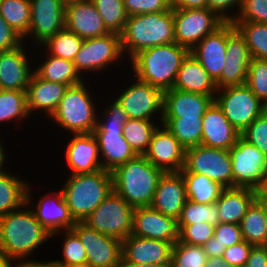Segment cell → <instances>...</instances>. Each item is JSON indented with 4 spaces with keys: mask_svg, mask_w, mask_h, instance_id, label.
Listing matches in <instances>:
<instances>
[{
    "mask_svg": "<svg viewBox=\"0 0 267 267\" xmlns=\"http://www.w3.org/2000/svg\"><path fill=\"white\" fill-rule=\"evenodd\" d=\"M30 192L28 185L26 204L0 217V253L19 263L28 261L26 258L36 251L34 249L52 238V234L36 219L32 209L28 208L33 205Z\"/></svg>",
    "mask_w": 267,
    "mask_h": 267,
    "instance_id": "6da1fadb",
    "label": "cell"
},
{
    "mask_svg": "<svg viewBox=\"0 0 267 267\" xmlns=\"http://www.w3.org/2000/svg\"><path fill=\"white\" fill-rule=\"evenodd\" d=\"M190 50L176 42L138 52L132 59V69L139 80L167 91L173 89L177 73Z\"/></svg>",
    "mask_w": 267,
    "mask_h": 267,
    "instance_id": "7a4b0ae2",
    "label": "cell"
},
{
    "mask_svg": "<svg viewBox=\"0 0 267 267\" xmlns=\"http://www.w3.org/2000/svg\"><path fill=\"white\" fill-rule=\"evenodd\" d=\"M113 191L133 208L150 206L164 171L143 155L127 161L112 172Z\"/></svg>",
    "mask_w": 267,
    "mask_h": 267,
    "instance_id": "3957f363",
    "label": "cell"
},
{
    "mask_svg": "<svg viewBox=\"0 0 267 267\" xmlns=\"http://www.w3.org/2000/svg\"><path fill=\"white\" fill-rule=\"evenodd\" d=\"M124 55L175 42L173 10L128 16L120 34Z\"/></svg>",
    "mask_w": 267,
    "mask_h": 267,
    "instance_id": "277c9868",
    "label": "cell"
},
{
    "mask_svg": "<svg viewBox=\"0 0 267 267\" xmlns=\"http://www.w3.org/2000/svg\"><path fill=\"white\" fill-rule=\"evenodd\" d=\"M61 191L75 222H83L113 191L112 173L70 174Z\"/></svg>",
    "mask_w": 267,
    "mask_h": 267,
    "instance_id": "5b68a950",
    "label": "cell"
},
{
    "mask_svg": "<svg viewBox=\"0 0 267 267\" xmlns=\"http://www.w3.org/2000/svg\"><path fill=\"white\" fill-rule=\"evenodd\" d=\"M103 113L102 120L101 118L97 120L93 134L98 141L100 156L103 158L100 160L101 165L104 170L112 172L118 166L135 158L137 154L123 136V126L129 118L117 100H113Z\"/></svg>",
    "mask_w": 267,
    "mask_h": 267,
    "instance_id": "8992f818",
    "label": "cell"
},
{
    "mask_svg": "<svg viewBox=\"0 0 267 267\" xmlns=\"http://www.w3.org/2000/svg\"><path fill=\"white\" fill-rule=\"evenodd\" d=\"M83 81L77 85L69 86L61 99L57 109L51 115L60 127L73 134L93 133L100 115L92 101L90 90ZM96 112V113H95Z\"/></svg>",
    "mask_w": 267,
    "mask_h": 267,
    "instance_id": "52a82bcc",
    "label": "cell"
},
{
    "mask_svg": "<svg viewBox=\"0 0 267 267\" xmlns=\"http://www.w3.org/2000/svg\"><path fill=\"white\" fill-rule=\"evenodd\" d=\"M214 102L240 134L267 110L246 84L218 89Z\"/></svg>",
    "mask_w": 267,
    "mask_h": 267,
    "instance_id": "ba28073f",
    "label": "cell"
},
{
    "mask_svg": "<svg viewBox=\"0 0 267 267\" xmlns=\"http://www.w3.org/2000/svg\"><path fill=\"white\" fill-rule=\"evenodd\" d=\"M134 208L112 191L83 221L101 234L123 241L132 233Z\"/></svg>",
    "mask_w": 267,
    "mask_h": 267,
    "instance_id": "9c48e42d",
    "label": "cell"
},
{
    "mask_svg": "<svg viewBox=\"0 0 267 267\" xmlns=\"http://www.w3.org/2000/svg\"><path fill=\"white\" fill-rule=\"evenodd\" d=\"M233 187H248L260 191L267 179V155L241 136L229 149Z\"/></svg>",
    "mask_w": 267,
    "mask_h": 267,
    "instance_id": "30bf717a",
    "label": "cell"
},
{
    "mask_svg": "<svg viewBox=\"0 0 267 267\" xmlns=\"http://www.w3.org/2000/svg\"><path fill=\"white\" fill-rule=\"evenodd\" d=\"M181 171L205 175L224 188H233V174L229 150L203 145L185 149Z\"/></svg>",
    "mask_w": 267,
    "mask_h": 267,
    "instance_id": "8fae6325",
    "label": "cell"
},
{
    "mask_svg": "<svg viewBox=\"0 0 267 267\" xmlns=\"http://www.w3.org/2000/svg\"><path fill=\"white\" fill-rule=\"evenodd\" d=\"M175 42L189 50L225 21L209 8L173 10Z\"/></svg>",
    "mask_w": 267,
    "mask_h": 267,
    "instance_id": "7c38bea8",
    "label": "cell"
},
{
    "mask_svg": "<svg viewBox=\"0 0 267 267\" xmlns=\"http://www.w3.org/2000/svg\"><path fill=\"white\" fill-rule=\"evenodd\" d=\"M123 56L120 35L110 32L103 36L85 39L73 63L79 74L81 72L86 74L88 71L97 73L120 58L123 59Z\"/></svg>",
    "mask_w": 267,
    "mask_h": 267,
    "instance_id": "4fadbf2b",
    "label": "cell"
},
{
    "mask_svg": "<svg viewBox=\"0 0 267 267\" xmlns=\"http://www.w3.org/2000/svg\"><path fill=\"white\" fill-rule=\"evenodd\" d=\"M136 80L128 88L117 96V102L127 113L129 119H141L153 121L156 112L163 119L164 92L157 87Z\"/></svg>",
    "mask_w": 267,
    "mask_h": 267,
    "instance_id": "5bb4252c",
    "label": "cell"
},
{
    "mask_svg": "<svg viewBox=\"0 0 267 267\" xmlns=\"http://www.w3.org/2000/svg\"><path fill=\"white\" fill-rule=\"evenodd\" d=\"M80 239L91 267H118L122 259V241L101 234L83 222H76L71 229Z\"/></svg>",
    "mask_w": 267,
    "mask_h": 267,
    "instance_id": "9a60e30c",
    "label": "cell"
},
{
    "mask_svg": "<svg viewBox=\"0 0 267 267\" xmlns=\"http://www.w3.org/2000/svg\"><path fill=\"white\" fill-rule=\"evenodd\" d=\"M226 50V65L216 81L218 89L245 85L252 57L245 39L232 22H228Z\"/></svg>",
    "mask_w": 267,
    "mask_h": 267,
    "instance_id": "2e32d148",
    "label": "cell"
},
{
    "mask_svg": "<svg viewBox=\"0 0 267 267\" xmlns=\"http://www.w3.org/2000/svg\"><path fill=\"white\" fill-rule=\"evenodd\" d=\"M30 6L31 23L26 36L42 46L65 27V3L62 0H30Z\"/></svg>",
    "mask_w": 267,
    "mask_h": 267,
    "instance_id": "e0dca14e",
    "label": "cell"
},
{
    "mask_svg": "<svg viewBox=\"0 0 267 267\" xmlns=\"http://www.w3.org/2000/svg\"><path fill=\"white\" fill-rule=\"evenodd\" d=\"M161 127L154 131L143 156L164 172H180L184 166L185 148L168 129Z\"/></svg>",
    "mask_w": 267,
    "mask_h": 267,
    "instance_id": "ac0fdd59",
    "label": "cell"
},
{
    "mask_svg": "<svg viewBox=\"0 0 267 267\" xmlns=\"http://www.w3.org/2000/svg\"><path fill=\"white\" fill-rule=\"evenodd\" d=\"M132 235L164 240L174 245L179 239L177 220L151 206L134 208Z\"/></svg>",
    "mask_w": 267,
    "mask_h": 267,
    "instance_id": "d6986e66",
    "label": "cell"
},
{
    "mask_svg": "<svg viewBox=\"0 0 267 267\" xmlns=\"http://www.w3.org/2000/svg\"><path fill=\"white\" fill-rule=\"evenodd\" d=\"M65 28L83 40L110 33L91 0H74L65 4Z\"/></svg>",
    "mask_w": 267,
    "mask_h": 267,
    "instance_id": "ffe728a7",
    "label": "cell"
},
{
    "mask_svg": "<svg viewBox=\"0 0 267 267\" xmlns=\"http://www.w3.org/2000/svg\"><path fill=\"white\" fill-rule=\"evenodd\" d=\"M172 248L170 242L130 234L122 241V257L132 263L170 267Z\"/></svg>",
    "mask_w": 267,
    "mask_h": 267,
    "instance_id": "44dd1931",
    "label": "cell"
},
{
    "mask_svg": "<svg viewBox=\"0 0 267 267\" xmlns=\"http://www.w3.org/2000/svg\"><path fill=\"white\" fill-rule=\"evenodd\" d=\"M227 38L228 22H225L190 50V54L201 63L215 82L221 77L222 70L226 65Z\"/></svg>",
    "mask_w": 267,
    "mask_h": 267,
    "instance_id": "7402d4cb",
    "label": "cell"
},
{
    "mask_svg": "<svg viewBox=\"0 0 267 267\" xmlns=\"http://www.w3.org/2000/svg\"><path fill=\"white\" fill-rule=\"evenodd\" d=\"M25 49L22 43L14 49L0 52V90L27 91L34 70L28 63Z\"/></svg>",
    "mask_w": 267,
    "mask_h": 267,
    "instance_id": "603a6c76",
    "label": "cell"
},
{
    "mask_svg": "<svg viewBox=\"0 0 267 267\" xmlns=\"http://www.w3.org/2000/svg\"><path fill=\"white\" fill-rule=\"evenodd\" d=\"M186 201V186L182 173L164 172L158 181L150 206L177 220Z\"/></svg>",
    "mask_w": 267,
    "mask_h": 267,
    "instance_id": "cb8c5ba5",
    "label": "cell"
},
{
    "mask_svg": "<svg viewBox=\"0 0 267 267\" xmlns=\"http://www.w3.org/2000/svg\"><path fill=\"white\" fill-rule=\"evenodd\" d=\"M66 146L65 157L71 169L69 174L94 173L103 169L98 141L93 133L73 134Z\"/></svg>",
    "mask_w": 267,
    "mask_h": 267,
    "instance_id": "d4e9b609",
    "label": "cell"
},
{
    "mask_svg": "<svg viewBox=\"0 0 267 267\" xmlns=\"http://www.w3.org/2000/svg\"><path fill=\"white\" fill-rule=\"evenodd\" d=\"M202 121L201 145L203 146L229 150L240 137V133L215 102L205 111Z\"/></svg>",
    "mask_w": 267,
    "mask_h": 267,
    "instance_id": "484cf974",
    "label": "cell"
},
{
    "mask_svg": "<svg viewBox=\"0 0 267 267\" xmlns=\"http://www.w3.org/2000/svg\"><path fill=\"white\" fill-rule=\"evenodd\" d=\"M214 97L178 89L164 91L163 118H202Z\"/></svg>",
    "mask_w": 267,
    "mask_h": 267,
    "instance_id": "4316f807",
    "label": "cell"
},
{
    "mask_svg": "<svg viewBox=\"0 0 267 267\" xmlns=\"http://www.w3.org/2000/svg\"><path fill=\"white\" fill-rule=\"evenodd\" d=\"M49 194L43 195L32 211L42 226L55 237L61 231L71 230L76 222L70 214L63 192L58 190L55 195Z\"/></svg>",
    "mask_w": 267,
    "mask_h": 267,
    "instance_id": "83f0119b",
    "label": "cell"
},
{
    "mask_svg": "<svg viewBox=\"0 0 267 267\" xmlns=\"http://www.w3.org/2000/svg\"><path fill=\"white\" fill-rule=\"evenodd\" d=\"M68 87V85L62 83L43 80L33 73L26 91L29 114L32 111L44 110L43 112L50 118Z\"/></svg>",
    "mask_w": 267,
    "mask_h": 267,
    "instance_id": "f1b7e54d",
    "label": "cell"
},
{
    "mask_svg": "<svg viewBox=\"0 0 267 267\" xmlns=\"http://www.w3.org/2000/svg\"><path fill=\"white\" fill-rule=\"evenodd\" d=\"M258 197L259 191L253 188H224L216 201L220 223L240 225L248 208Z\"/></svg>",
    "mask_w": 267,
    "mask_h": 267,
    "instance_id": "f546056e",
    "label": "cell"
},
{
    "mask_svg": "<svg viewBox=\"0 0 267 267\" xmlns=\"http://www.w3.org/2000/svg\"><path fill=\"white\" fill-rule=\"evenodd\" d=\"M173 89L208 96H215L218 91L216 82L191 54L183 61Z\"/></svg>",
    "mask_w": 267,
    "mask_h": 267,
    "instance_id": "4dcf8cb0",
    "label": "cell"
},
{
    "mask_svg": "<svg viewBox=\"0 0 267 267\" xmlns=\"http://www.w3.org/2000/svg\"><path fill=\"white\" fill-rule=\"evenodd\" d=\"M34 73L43 80L68 86L77 85L83 81L72 61L50 54H47L45 61L34 70Z\"/></svg>",
    "mask_w": 267,
    "mask_h": 267,
    "instance_id": "1f68e13d",
    "label": "cell"
},
{
    "mask_svg": "<svg viewBox=\"0 0 267 267\" xmlns=\"http://www.w3.org/2000/svg\"><path fill=\"white\" fill-rule=\"evenodd\" d=\"M28 185L15 174L0 172V217L26 204Z\"/></svg>",
    "mask_w": 267,
    "mask_h": 267,
    "instance_id": "d6a6232c",
    "label": "cell"
},
{
    "mask_svg": "<svg viewBox=\"0 0 267 267\" xmlns=\"http://www.w3.org/2000/svg\"><path fill=\"white\" fill-rule=\"evenodd\" d=\"M183 175L187 199L202 204H214L224 189L205 175L180 171Z\"/></svg>",
    "mask_w": 267,
    "mask_h": 267,
    "instance_id": "836d02e7",
    "label": "cell"
},
{
    "mask_svg": "<svg viewBox=\"0 0 267 267\" xmlns=\"http://www.w3.org/2000/svg\"><path fill=\"white\" fill-rule=\"evenodd\" d=\"M244 241L253 246L266 245L265 201L259 196L240 223Z\"/></svg>",
    "mask_w": 267,
    "mask_h": 267,
    "instance_id": "e575fe53",
    "label": "cell"
},
{
    "mask_svg": "<svg viewBox=\"0 0 267 267\" xmlns=\"http://www.w3.org/2000/svg\"><path fill=\"white\" fill-rule=\"evenodd\" d=\"M202 122V118H163L161 124L187 149L201 145Z\"/></svg>",
    "mask_w": 267,
    "mask_h": 267,
    "instance_id": "d590c367",
    "label": "cell"
},
{
    "mask_svg": "<svg viewBox=\"0 0 267 267\" xmlns=\"http://www.w3.org/2000/svg\"><path fill=\"white\" fill-rule=\"evenodd\" d=\"M0 16L23 38V41L26 40L31 23L30 0H0Z\"/></svg>",
    "mask_w": 267,
    "mask_h": 267,
    "instance_id": "8d00e7d4",
    "label": "cell"
},
{
    "mask_svg": "<svg viewBox=\"0 0 267 267\" xmlns=\"http://www.w3.org/2000/svg\"><path fill=\"white\" fill-rule=\"evenodd\" d=\"M245 39L251 57L267 60V24L250 21H232Z\"/></svg>",
    "mask_w": 267,
    "mask_h": 267,
    "instance_id": "74e56055",
    "label": "cell"
},
{
    "mask_svg": "<svg viewBox=\"0 0 267 267\" xmlns=\"http://www.w3.org/2000/svg\"><path fill=\"white\" fill-rule=\"evenodd\" d=\"M153 121L128 119L123 126V136L137 155L147 151L154 131L158 128Z\"/></svg>",
    "mask_w": 267,
    "mask_h": 267,
    "instance_id": "f35d334b",
    "label": "cell"
},
{
    "mask_svg": "<svg viewBox=\"0 0 267 267\" xmlns=\"http://www.w3.org/2000/svg\"><path fill=\"white\" fill-rule=\"evenodd\" d=\"M83 41L77 34L64 27L42 45L48 49L46 51H49L50 55L73 62Z\"/></svg>",
    "mask_w": 267,
    "mask_h": 267,
    "instance_id": "ab89813d",
    "label": "cell"
},
{
    "mask_svg": "<svg viewBox=\"0 0 267 267\" xmlns=\"http://www.w3.org/2000/svg\"><path fill=\"white\" fill-rule=\"evenodd\" d=\"M28 116L30 114L27 107V92L0 90V123L23 120Z\"/></svg>",
    "mask_w": 267,
    "mask_h": 267,
    "instance_id": "60d3db41",
    "label": "cell"
},
{
    "mask_svg": "<svg viewBox=\"0 0 267 267\" xmlns=\"http://www.w3.org/2000/svg\"><path fill=\"white\" fill-rule=\"evenodd\" d=\"M202 222L212 226L220 223L217 204H202L187 199L177 219V225H193Z\"/></svg>",
    "mask_w": 267,
    "mask_h": 267,
    "instance_id": "b9f144b4",
    "label": "cell"
},
{
    "mask_svg": "<svg viewBox=\"0 0 267 267\" xmlns=\"http://www.w3.org/2000/svg\"><path fill=\"white\" fill-rule=\"evenodd\" d=\"M103 19L109 32L121 34L128 15L123 0H91Z\"/></svg>",
    "mask_w": 267,
    "mask_h": 267,
    "instance_id": "7bdbcfd3",
    "label": "cell"
},
{
    "mask_svg": "<svg viewBox=\"0 0 267 267\" xmlns=\"http://www.w3.org/2000/svg\"><path fill=\"white\" fill-rule=\"evenodd\" d=\"M206 260L203 246L190 245L178 240L172 248L170 267H205Z\"/></svg>",
    "mask_w": 267,
    "mask_h": 267,
    "instance_id": "ee69618b",
    "label": "cell"
},
{
    "mask_svg": "<svg viewBox=\"0 0 267 267\" xmlns=\"http://www.w3.org/2000/svg\"><path fill=\"white\" fill-rule=\"evenodd\" d=\"M62 246L63 260H53L60 267H71L87 264V254L79 237L72 230H65Z\"/></svg>",
    "mask_w": 267,
    "mask_h": 267,
    "instance_id": "f6af8a7d",
    "label": "cell"
},
{
    "mask_svg": "<svg viewBox=\"0 0 267 267\" xmlns=\"http://www.w3.org/2000/svg\"><path fill=\"white\" fill-rule=\"evenodd\" d=\"M246 85L267 107V60L251 59Z\"/></svg>",
    "mask_w": 267,
    "mask_h": 267,
    "instance_id": "bcb514c9",
    "label": "cell"
},
{
    "mask_svg": "<svg viewBox=\"0 0 267 267\" xmlns=\"http://www.w3.org/2000/svg\"><path fill=\"white\" fill-rule=\"evenodd\" d=\"M179 241L190 245L203 246L214 236L215 226L207 222L193 225H178Z\"/></svg>",
    "mask_w": 267,
    "mask_h": 267,
    "instance_id": "7dc6e473",
    "label": "cell"
},
{
    "mask_svg": "<svg viewBox=\"0 0 267 267\" xmlns=\"http://www.w3.org/2000/svg\"><path fill=\"white\" fill-rule=\"evenodd\" d=\"M240 136L267 155V110L257 117Z\"/></svg>",
    "mask_w": 267,
    "mask_h": 267,
    "instance_id": "c3c4849f",
    "label": "cell"
},
{
    "mask_svg": "<svg viewBox=\"0 0 267 267\" xmlns=\"http://www.w3.org/2000/svg\"><path fill=\"white\" fill-rule=\"evenodd\" d=\"M232 21H250L267 24V0H242L240 11Z\"/></svg>",
    "mask_w": 267,
    "mask_h": 267,
    "instance_id": "681fc988",
    "label": "cell"
},
{
    "mask_svg": "<svg viewBox=\"0 0 267 267\" xmlns=\"http://www.w3.org/2000/svg\"><path fill=\"white\" fill-rule=\"evenodd\" d=\"M128 16L170 10L168 0H123Z\"/></svg>",
    "mask_w": 267,
    "mask_h": 267,
    "instance_id": "f907efd6",
    "label": "cell"
},
{
    "mask_svg": "<svg viewBox=\"0 0 267 267\" xmlns=\"http://www.w3.org/2000/svg\"><path fill=\"white\" fill-rule=\"evenodd\" d=\"M214 236L221 246L230 247L243 241L241 227L235 223H218Z\"/></svg>",
    "mask_w": 267,
    "mask_h": 267,
    "instance_id": "816d5d0a",
    "label": "cell"
},
{
    "mask_svg": "<svg viewBox=\"0 0 267 267\" xmlns=\"http://www.w3.org/2000/svg\"><path fill=\"white\" fill-rule=\"evenodd\" d=\"M252 247V244L243 240L236 245L227 247L223 253L222 259L232 266L244 267Z\"/></svg>",
    "mask_w": 267,
    "mask_h": 267,
    "instance_id": "f5cc1de1",
    "label": "cell"
},
{
    "mask_svg": "<svg viewBox=\"0 0 267 267\" xmlns=\"http://www.w3.org/2000/svg\"><path fill=\"white\" fill-rule=\"evenodd\" d=\"M23 38L0 16V52L21 45Z\"/></svg>",
    "mask_w": 267,
    "mask_h": 267,
    "instance_id": "db71d44e",
    "label": "cell"
},
{
    "mask_svg": "<svg viewBox=\"0 0 267 267\" xmlns=\"http://www.w3.org/2000/svg\"><path fill=\"white\" fill-rule=\"evenodd\" d=\"M207 4V8L215 12L222 20L225 22H232V16L230 13L233 12L234 8L239 9L237 11L239 13L242 0H207ZM226 11H230V13H227Z\"/></svg>",
    "mask_w": 267,
    "mask_h": 267,
    "instance_id": "11a10c76",
    "label": "cell"
},
{
    "mask_svg": "<svg viewBox=\"0 0 267 267\" xmlns=\"http://www.w3.org/2000/svg\"><path fill=\"white\" fill-rule=\"evenodd\" d=\"M244 267H267V246H253Z\"/></svg>",
    "mask_w": 267,
    "mask_h": 267,
    "instance_id": "9f6ffc18",
    "label": "cell"
},
{
    "mask_svg": "<svg viewBox=\"0 0 267 267\" xmlns=\"http://www.w3.org/2000/svg\"><path fill=\"white\" fill-rule=\"evenodd\" d=\"M170 9H195V8H207V0H168Z\"/></svg>",
    "mask_w": 267,
    "mask_h": 267,
    "instance_id": "6f0895ef",
    "label": "cell"
},
{
    "mask_svg": "<svg viewBox=\"0 0 267 267\" xmlns=\"http://www.w3.org/2000/svg\"><path fill=\"white\" fill-rule=\"evenodd\" d=\"M203 248H204L207 258L214 257V256L222 257L226 249L225 246L220 245V243L217 241V238L215 236L209 239L203 245Z\"/></svg>",
    "mask_w": 267,
    "mask_h": 267,
    "instance_id": "680465c9",
    "label": "cell"
},
{
    "mask_svg": "<svg viewBox=\"0 0 267 267\" xmlns=\"http://www.w3.org/2000/svg\"><path fill=\"white\" fill-rule=\"evenodd\" d=\"M20 267H60L58 264H56L54 261H49V262H39L37 260H29L24 261L21 263Z\"/></svg>",
    "mask_w": 267,
    "mask_h": 267,
    "instance_id": "91938a15",
    "label": "cell"
},
{
    "mask_svg": "<svg viewBox=\"0 0 267 267\" xmlns=\"http://www.w3.org/2000/svg\"><path fill=\"white\" fill-rule=\"evenodd\" d=\"M205 267H236L226 263L222 257L214 256L206 260Z\"/></svg>",
    "mask_w": 267,
    "mask_h": 267,
    "instance_id": "94428289",
    "label": "cell"
},
{
    "mask_svg": "<svg viewBox=\"0 0 267 267\" xmlns=\"http://www.w3.org/2000/svg\"><path fill=\"white\" fill-rule=\"evenodd\" d=\"M15 261L16 260L8 257L7 255L0 253V267H20L21 263H19L18 261L16 262Z\"/></svg>",
    "mask_w": 267,
    "mask_h": 267,
    "instance_id": "6125c7cd",
    "label": "cell"
},
{
    "mask_svg": "<svg viewBox=\"0 0 267 267\" xmlns=\"http://www.w3.org/2000/svg\"><path fill=\"white\" fill-rule=\"evenodd\" d=\"M118 267H163L161 265L156 264H138V263H132L129 261H126L123 257L121 259V262Z\"/></svg>",
    "mask_w": 267,
    "mask_h": 267,
    "instance_id": "be15d7a7",
    "label": "cell"
},
{
    "mask_svg": "<svg viewBox=\"0 0 267 267\" xmlns=\"http://www.w3.org/2000/svg\"><path fill=\"white\" fill-rule=\"evenodd\" d=\"M6 150L4 151V148H3V143L0 142V172L4 170L3 166L5 163V159L7 158L6 157Z\"/></svg>",
    "mask_w": 267,
    "mask_h": 267,
    "instance_id": "e7e4bbea",
    "label": "cell"
},
{
    "mask_svg": "<svg viewBox=\"0 0 267 267\" xmlns=\"http://www.w3.org/2000/svg\"><path fill=\"white\" fill-rule=\"evenodd\" d=\"M259 196H260L265 202H267V179H266V182H265L263 188L259 191Z\"/></svg>",
    "mask_w": 267,
    "mask_h": 267,
    "instance_id": "03108f58",
    "label": "cell"
},
{
    "mask_svg": "<svg viewBox=\"0 0 267 267\" xmlns=\"http://www.w3.org/2000/svg\"><path fill=\"white\" fill-rule=\"evenodd\" d=\"M265 226H266V246H267V202H265Z\"/></svg>",
    "mask_w": 267,
    "mask_h": 267,
    "instance_id": "003e7915",
    "label": "cell"
},
{
    "mask_svg": "<svg viewBox=\"0 0 267 267\" xmlns=\"http://www.w3.org/2000/svg\"><path fill=\"white\" fill-rule=\"evenodd\" d=\"M71 267H91L89 264L86 265H77V266H71Z\"/></svg>",
    "mask_w": 267,
    "mask_h": 267,
    "instance_id": "a7ac6f4b",
    "label": "cell"
},
{
    "mask_svg": "<svg viewBox=\"0 0 267 267\" xmlns=\"http://www.w3.org/2000/svg\"><path fill=\"white\" fill-rule=\"evenodd\" d=\"M65 4L70 2V1H74V0H62Z\"/></svg>",
    "mask_w": 267,
    "mask_h": 267,
    "instance_id": "89a4df30",
    "label": "cell"
}]
</instances>
